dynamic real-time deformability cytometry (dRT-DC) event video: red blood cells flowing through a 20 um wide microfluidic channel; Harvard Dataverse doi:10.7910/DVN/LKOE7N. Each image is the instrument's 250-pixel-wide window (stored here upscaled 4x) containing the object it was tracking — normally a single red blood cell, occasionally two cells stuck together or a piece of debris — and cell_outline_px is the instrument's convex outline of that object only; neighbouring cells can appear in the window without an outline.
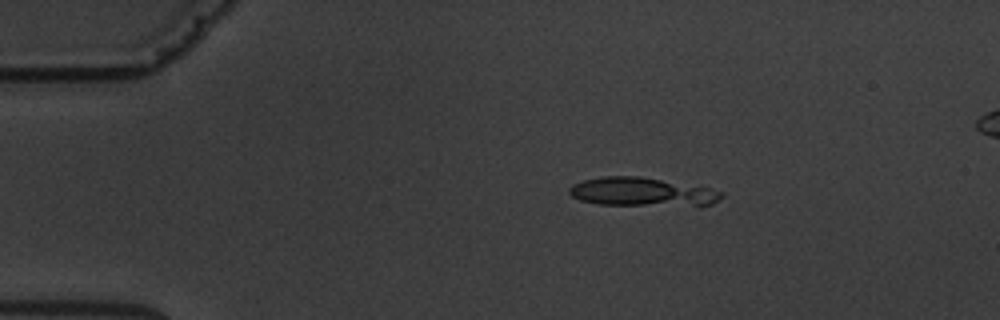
{"species": "common noctule bat (a hibernating species)", "species_latin": "Nyctalus noctula", "temperature_condition": "warm", "stored_images_in_passage": 4, "camera_frame_rate_fps": 3000, "um_per_image_px": 0.085, "animal": {"sex": "male", "body_mass_g": 19.5, "forearm_length_mm": 54.6}, "frame": {"image": 1, "passage_image": 1, "time_ms": 0.0, "image_size_px": [1000, 320], "cell_outline_px": [[724, 196], [712, 204], [700, 208], [696, 208], [600, 204], [580, 200], [572, 196], [568, 192], [568, 188], [572, 184], [584, 180], [604, 176], [640, 176], [708, 188], [724, 192]], "centroid_in_image_um": [54.66, 16.36], "position_along_channel_um": 30.3, "area_um2": 26.3}}